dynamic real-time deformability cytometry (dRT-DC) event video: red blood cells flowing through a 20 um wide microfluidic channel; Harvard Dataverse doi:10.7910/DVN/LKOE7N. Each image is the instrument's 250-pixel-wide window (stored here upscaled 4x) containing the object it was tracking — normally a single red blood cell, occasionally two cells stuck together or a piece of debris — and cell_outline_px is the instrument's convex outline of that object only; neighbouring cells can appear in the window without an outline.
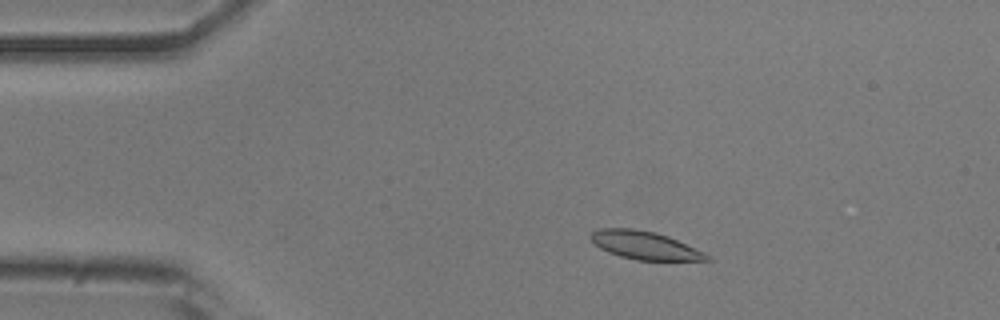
{"species": "common noctule bat (a hibernating species)", "species_latin": "Nyctalus noctula", "temperature_condition": "room temperature", "stored_images_in_passage": 50, "camera_frame_rate_fps": 3000, "um_per_image_px": 0.085, "animal": {"sex": "male", "body_mass_g": 20.5, "forearm_length_mm": 52.5}, "frame": {"image": 1, "passage_image": 7, "time_ms": 2.0, "image_size_px": [1000, 320], "cell_outline_px": [[712, 260], [636, 260], [620, 256], [608, 252], [600, 248], [588, 236], [596, 228], [632, 228], [656, 232], [668, 236], [704, 252], [712, 256]], "centroid_in_image_um": [54.79, 20.84], "position_along_channel_um": 30.2, "area_um2": 19.02}}
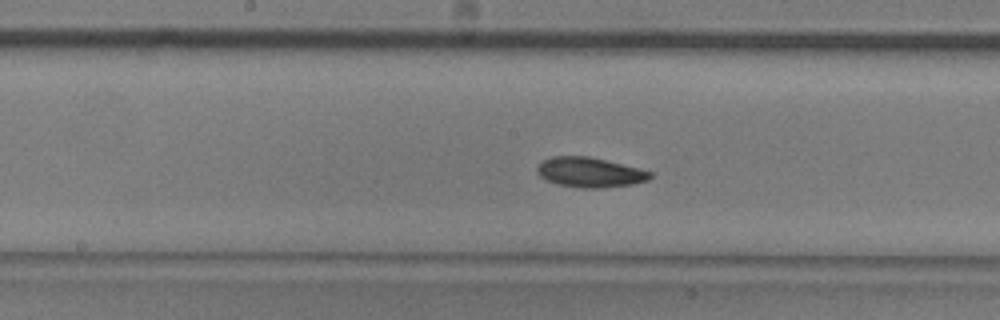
{"frame": {"image": 2, "passage_image": 24, "time_ms": 7.667, "image_size_px": [1000, 320], "cell_outline_px": [[652, 176], [648, 180], [632, 184], [600, 188], [580, 188], [556, 184], [544, 180], [536, 172], [536, 168], [544, 160], [552, 156], [588, 156], [652, 172]], "centroid_in_image_um": [50.08, 14.66], "position_along_channel_um": 198.1, "area_um2": 19.54}}
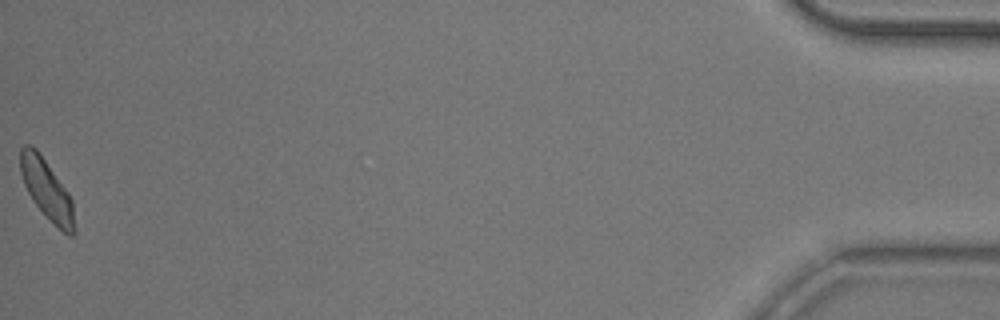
{"frame": {"image": 3, "passage_image": 50, "time_ms": 16.333, "image_size_px": [1000, 320], "cell_outline_px": [[76, 232], [72, 236], [68, 236], [32, 200], [24, 184], [20, 172], [20, 148], [24, 144], [32, 144], [36, 148], [68, 192], [72, 200]], "centroid_in_image_um": [3.97, 16.08], "position_along_channel_um": 431.2, "area_um2": 18.55}, "authors_computed_cell_mechanics": {"area_um2": 19.1896, "velocity_mm_per_s": 3.8442, "shape_relaxation_time_tau1_ms": 4.5416, "shape_relaxation_time_tau2_ms": 3.8706, "deformation_change_tau1": 0.1051, "deformation_change_tau2": 0.0885}}